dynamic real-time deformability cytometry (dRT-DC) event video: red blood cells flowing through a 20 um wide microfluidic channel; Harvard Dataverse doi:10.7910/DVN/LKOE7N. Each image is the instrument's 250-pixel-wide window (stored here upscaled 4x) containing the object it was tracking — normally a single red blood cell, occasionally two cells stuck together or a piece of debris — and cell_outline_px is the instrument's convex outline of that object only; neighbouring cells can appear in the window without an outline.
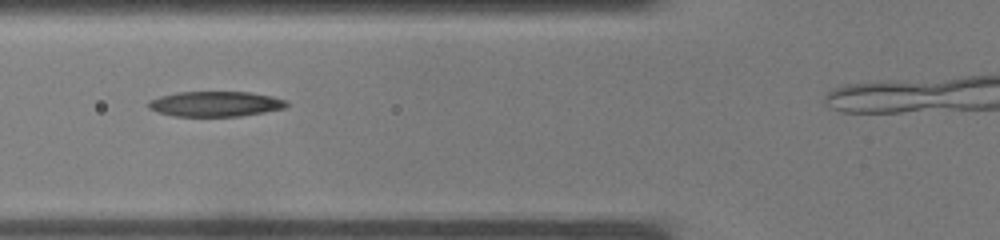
{"species": "common noctule bat (a hibernating species)", "species_latin": "Nyctalus noctula", "temperature_condition": "warm", "stored_images_in_passage": 9, "camera_frame_rate_fps": 3000, "um_per_image_px": 0.085, "animal": {"sex": "male", "body_mass_g": 19.0, "forearm_length_mm": 50.8}, "frame": {"image": 1, "passage_image": 4, "time_ms": 1.0, "image_size_px": [1000, 240], "cell_outline_px": [[288, 104], [284, 108], [264, 112], [240, 116], [172, 116], [156, 112], [148, 108], [148, 100], [160, 96], [176, 92], [248, 92], [272, 96], [288, 100]], "centroid_in_image_um": [18.28, 8.83], "position_along_channel_um": 107.5, "area_um2": 20.4}}
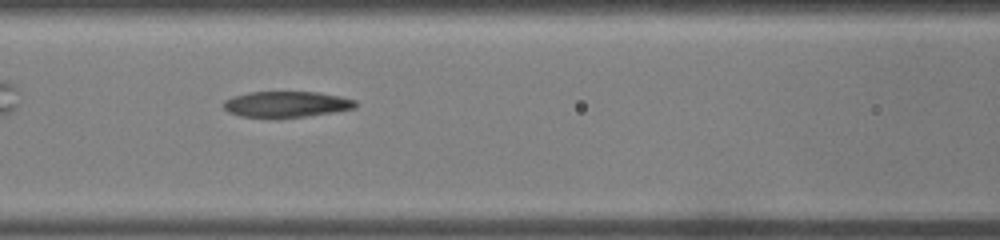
{"frame": {"image": 2, "passage_image": 6, "time_ms": 1.667, "image_size_px": [1000, 240], "cell_outline_px": [[356, 108], [308, 116], [240, 116], [228, 112], [224, 108], [224, 100], [232, 96], [248, 92], [320, 92], [340, 96], [356, 100]], "centroid_in_image_um": [24.36, 8.83], "position_along_channel_um": 142.2, "area_um2": 19.59}}
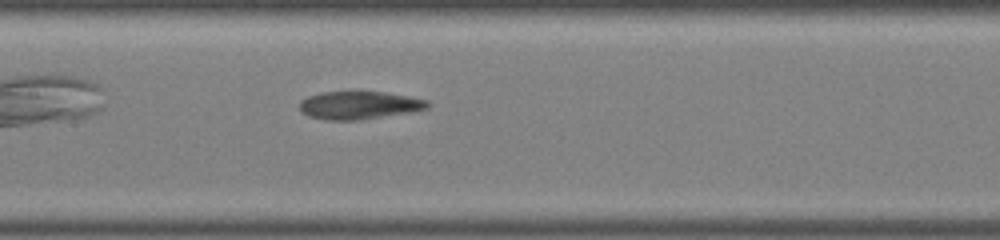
{"frame": {"image": 3, "passage_image": 8, "time_ms": 2.333, "image_size_px": [1000, 240], "cell_outline_px": [[432, 104], [428, 108], [412, 112], [360, 120], [324, 120], [308, 116], [300, 112], [300, 100], [308, 96], [320, 92], [384, 92], [428, 100]], "centroid_in_image_um": [30.52, 8.95], "position_along_channel_um": 176.9, "area_um2": 20.98}}